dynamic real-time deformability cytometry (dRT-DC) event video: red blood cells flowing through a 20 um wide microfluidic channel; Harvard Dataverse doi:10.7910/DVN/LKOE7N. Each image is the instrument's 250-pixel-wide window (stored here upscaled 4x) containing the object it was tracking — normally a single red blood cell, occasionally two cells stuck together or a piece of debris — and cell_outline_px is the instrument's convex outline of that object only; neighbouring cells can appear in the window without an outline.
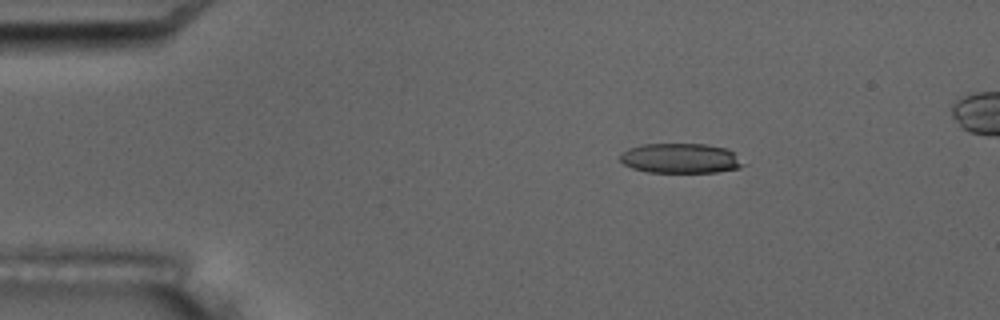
{"species": "common noctule bat (a hibernating species)", "species_latin": "Nyctalus noctula", "temperature_condition": "room temperature", "stored_images_in_passage": 6, "camera_frame_rate_fps": 3000, "um_per_image_px": 0.085, "animal": {"sex": "male", "body_mass_g": 17.5, "forearm_length_mm": 52.3}, "frame": {"image": 1, "passage_image": 3, "time_ms": 2.333, "image_size_px": [1000, 320], "cell_outline_px": [[748, 164], [740, 168], [716, 172], [648, 172], [632, 168], [624, 164], [620, 160], [620, 152], [628, 148], [644, 144], [704, 144], [724, 148], [732, 152]], "centroid_in_image_um": [57.85, 13.46], "position_along_channel_um": 27.2, "area_um2": 21.5}}